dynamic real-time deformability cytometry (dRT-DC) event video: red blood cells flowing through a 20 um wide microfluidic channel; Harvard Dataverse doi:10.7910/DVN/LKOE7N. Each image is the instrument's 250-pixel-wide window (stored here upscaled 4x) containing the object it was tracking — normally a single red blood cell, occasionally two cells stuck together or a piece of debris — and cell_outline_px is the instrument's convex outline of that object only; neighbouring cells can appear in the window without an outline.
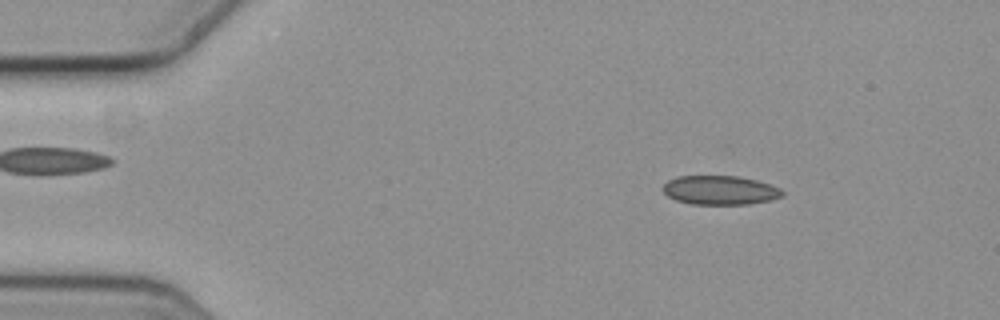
{"species": "common noctule bat (a hibernating species)", "species_latin": "Nyctalus noctula", "temperature_condition": "cold", "stored_images_in_passage": 56, "camera_frame_rate_fps": 3000, "um_per_image_px": 0.085, "animal": {"sex": "female", "body_mass_g": 19.3, "forearm_length_mm": 54.1}, "frame": {"image": 1, "passage_image": 7, "time_ms": 2.0, "image_size_px": [1000, 320], "cell_outline_px": [[784, 196], [772, 200], [748, 204], [692, 204], [676, 200], [668, 196], [660, 188], [668, 180], [676, 176], [736, 176], [756, 180], [780, 188], [784, 192]], "centroid_in_image_um": [61.19, 16.17], "position_along_channel_um": 23.8, "area_um2": 20.29}}
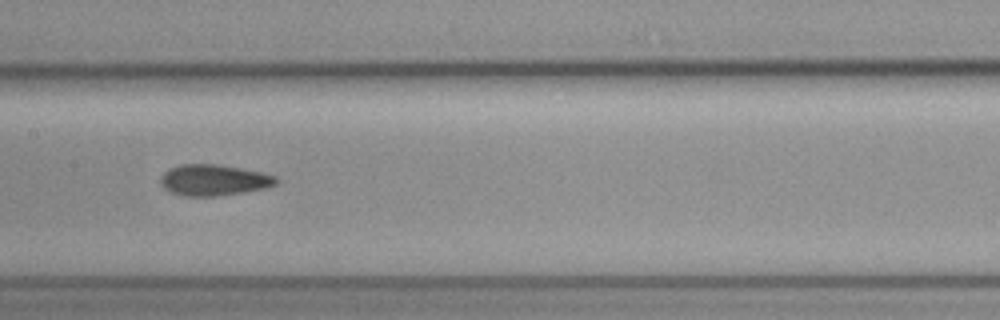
{"frame": {"image": 2, "passage_image": 27, "time_ms": 8.667, "image_size_px": [1000, 320], "cell_outline_px": [[280, 180], [276, 184], [264, 188], [244, 192], [216, 196], [184, 196], [172, 192], [164, 188], [160, 184], [160, 180], [164, 172], [168, 168], [180, 164], [216, 164], [240, 168], [260, 172], [276, 176]], "centroid_in_image_um": [18.16, 15.3], "position_along_channel_um": 189.2, "area_um2": 20.92}}
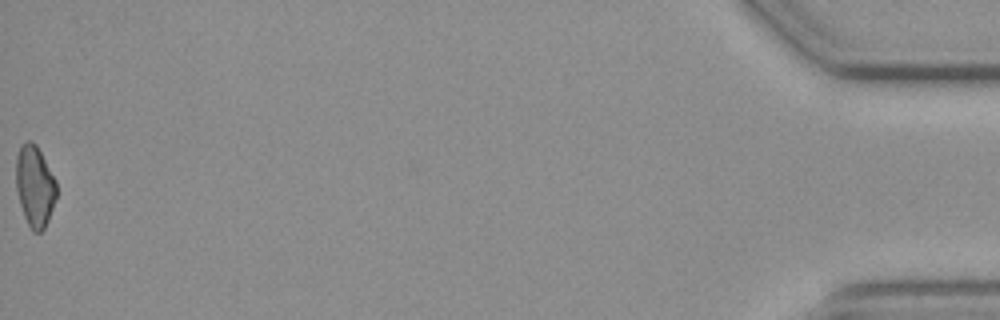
{"frame": {"image": 3, "passage_image": 56, "time_ms": 18.333, "image_size_px": [1000, 320], "cell_outline_px": [[56, 196], [48, 220], [44, 228], [40, 232], [32, 232], [24, 216], [20, 204], [16, 188], [16, 156], [20, 144], [28, 140], [32, 140], [36, 144], [56, 180]], "centroid_in_image_um": [2.94, 15.79], "position_along_channel_um": 432.3, "area_um2": 19.13}, "authors_computed_cell_mechanics": {"area_um2": 20.4034, "velocity_mm_per_s": 3.6299, "shape_relaxation_time_tau1_ms": null, "shape_relaxation_time_tau2_ms": 2.8303, "deformation_change_tau1": null, "deformation_change_tau2": 0.078}}